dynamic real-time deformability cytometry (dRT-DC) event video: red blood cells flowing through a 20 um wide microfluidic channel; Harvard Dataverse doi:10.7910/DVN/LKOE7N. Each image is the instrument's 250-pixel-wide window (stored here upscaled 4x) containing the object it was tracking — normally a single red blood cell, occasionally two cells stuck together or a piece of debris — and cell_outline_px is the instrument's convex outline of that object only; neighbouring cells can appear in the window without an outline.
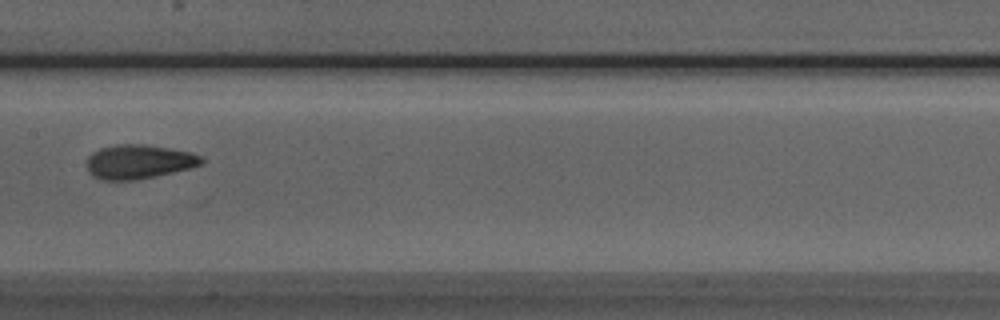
{"species": "Egyptian fruit bat (a non-hibernating species)", "species_latin": "Rousettus aegyptiacus", "temperature_condition": "room temperature", "stored_images_in_passage": 6, "camera_frame_rate_fps": 3000, "um_per_image_px": 0.085, "animal": {"sex": "male"}, "frame": {"image": 1, "passage_image": 6, "time_ms": 6.667, "image_size_px": [1000, 320], "cell_outline_px": [[204, 164], [192, 168], [156, 176], [136, 180], [100, 180], [92, 176], [88, 172], [88, 156], [92, 152], [100, 148], [116, 144], [144, 144], [192, 152], [200, 156], [204, 160]], "centroid_in_image_um": [11.81, 13.75], "position_along_channel_um": 195.6, "area_um2": 23.06}}